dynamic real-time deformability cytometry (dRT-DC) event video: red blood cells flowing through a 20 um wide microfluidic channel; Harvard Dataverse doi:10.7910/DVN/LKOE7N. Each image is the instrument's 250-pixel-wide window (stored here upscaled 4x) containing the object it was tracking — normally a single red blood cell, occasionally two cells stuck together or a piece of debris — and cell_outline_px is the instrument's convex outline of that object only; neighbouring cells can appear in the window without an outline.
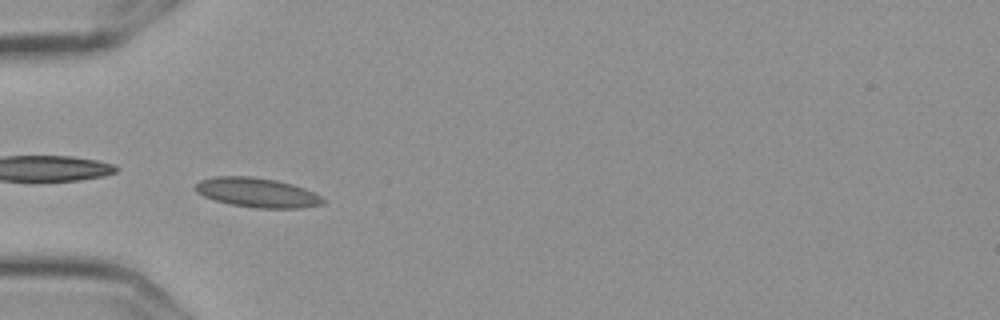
{"species": "Egyptian fruit bat (a non-hibernating species)", "species_latin": "Rousettus aegyptiacus", "temperature_condition": "cold", "stored_images_in_passage": 41, "camera_frame_rate_fps": 3000, "um_per_image_px": 0.085, "frame": {"image": 1, "passage_image": 2, "time_ms": 0.333, "image_size_px": [1000, 320], "cell_outline_px": [[324, 204], [300, 208], [256, 208], [228, 204], [204, 196], [196, 192], [192, 188], [200, 180], [216, 176], [252, 176], [276, 180], [292, 184], [304, 188], [320, 196], [324, 200]], "centroid_in_image_um": [21.82, 16.37], "position_along_channel_um": 63.2, "area_um2": 21.96}}
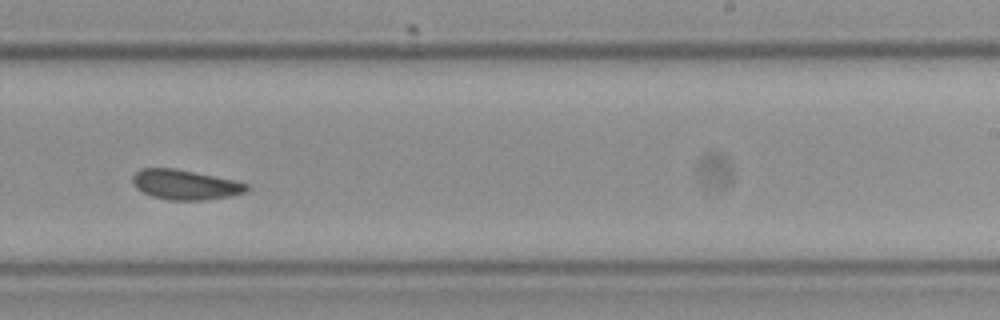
{"frame": {"image": 2, "passage_image": 20, "time_ms": 6.333, "image_size_px": [1000, 320], "cell_outline_px": [[248, 188], [244, 192], [228, 196], [204, 200], [168, 200], [152, 196], [136, 188], [132, 184], [132, 176], [136, 172], [144, 168], [176, 168], [232, 180], [248, 184]], "centroid_in_image_um": [15.68, 15.69], "position_along_channel_um": 273.3, "area_um2": 19.59}}
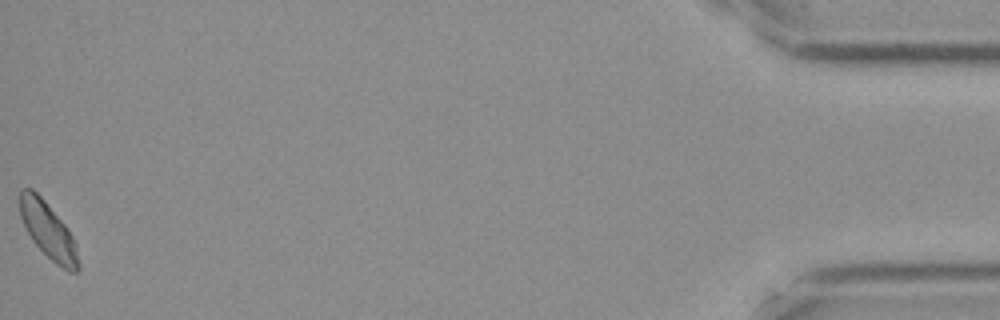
{"frame": {"image": 3, "passage_image": 41, "time_ms": 13.333, "image_size_px": [1000, 320], "cell_outline_px": [[80, 268], [76, 272], [68, 272], [56, 264], [32, 240], [20, 216], [20, 192], [24, 188], [32, 188], [44, 200], [64, 224], [72, 236], [76, 244], [80, 264]], "centroid_in_image_um": [4.12, 19.63], "position_along_channel_um": 431.1, "area_um2": 18.84}, "authors_computed_cell_mechanics": {"area_um2": 19.5942, "velocity_mm_per_s": 3.5534, "shape_relaxation_time_tau1_ms": null, "shape_relaxation_time_tau2_ms": 2.5508, "deformation_change_tau1": null, "deformation_change_tau2": 0.0605}}